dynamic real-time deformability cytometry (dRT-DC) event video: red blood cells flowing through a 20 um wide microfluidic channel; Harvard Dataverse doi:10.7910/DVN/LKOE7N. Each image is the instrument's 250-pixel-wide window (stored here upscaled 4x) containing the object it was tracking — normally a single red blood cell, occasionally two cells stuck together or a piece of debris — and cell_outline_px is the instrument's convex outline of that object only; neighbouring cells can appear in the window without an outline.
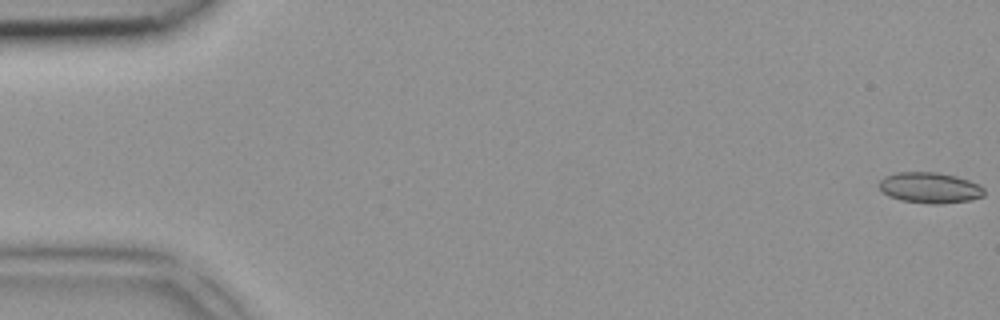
{"species": "common noctule bat (a hibernating species)", "species_latin": "Nyctalus noctula", "temperature_condition": "room temperature", "stored_images_in_passage": 6, "camera_frame_rate_fps": 3000, "um_per_image_px": 0.085, "animal": {"sex": "female", "body_mass_g": 18.4}, "frame": {"image": 1, "passage_image": 1, "time_ms": 0.0, "image_size_px": [1000, 320], "cell_outline_px": [[984, 196], [968, 200], [940, 204], [928, 204], [900, 200], [888, 196], [876, 184], [884, 176], [896, 172], [936, 172], [956, 176], [980, 184], [984, 188]], "centroid_in_image_um": [79.01, 15.95], "position_along_channel_um": 6.0, "area_um2": 19.02}}
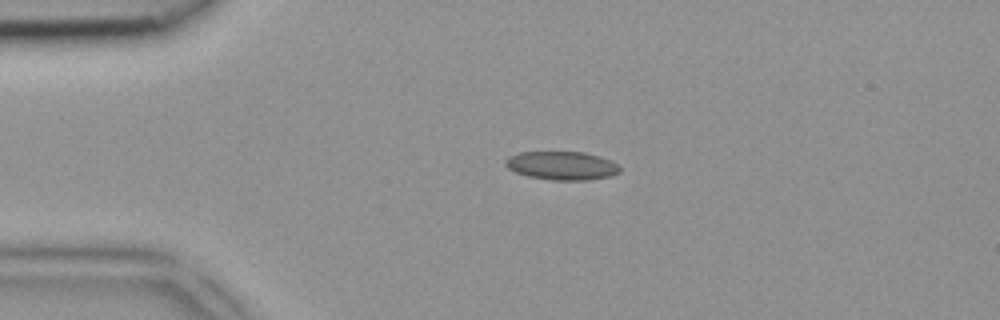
{"frame": {"image": 2, "passage_image": 4, "time_ms": 1.0, "image_size_px": [1000, 320], "cell_outline_px": [[620, 172], [608, 176], [588, 180], [552, 180], [528, 176], [516, 172], [508, 168], [504, 164], [504, 160], [508, 156], [520, 152], [584, 152], [600, 156], [612, 160], [620, 168]], "centroid_in_image_um": [47.74, 14.07], "position_along_channel_um": 37.3, "area_um2": 19.02}}